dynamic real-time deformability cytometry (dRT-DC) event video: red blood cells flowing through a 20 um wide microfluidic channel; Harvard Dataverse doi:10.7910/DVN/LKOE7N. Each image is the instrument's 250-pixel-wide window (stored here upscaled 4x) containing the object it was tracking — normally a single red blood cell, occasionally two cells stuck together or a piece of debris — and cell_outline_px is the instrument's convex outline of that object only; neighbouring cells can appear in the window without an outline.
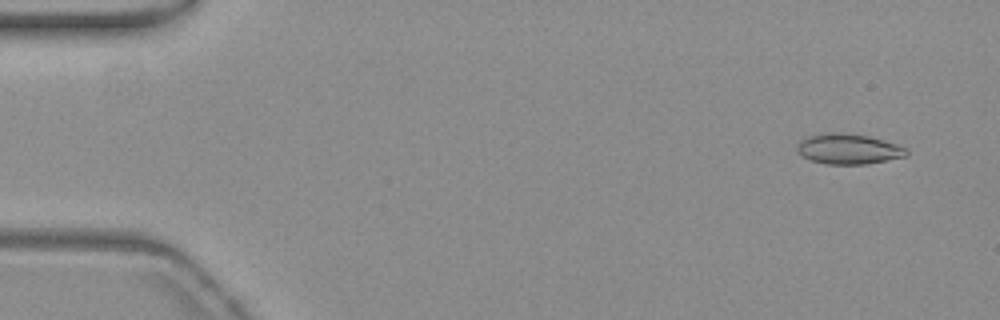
{"species": "common noctule bat (a hibernating species)", "species_latin": "Nyctalus noctula", "temperature_condition": "warm", "stored_images_in_passage": 15, "camera_frame_rate_fps": 3000, "um_per_image_px": 0.085, "animal": {"sex": "female", "body_mass_g": 19.3, "forearm_length_mm": 54.1}, "frame": {"image": 1, "passage_image": 2, "time_ms": 0.333, "image_size_px": [1000, 320], "cell_outline_px": [[908, 156], [868, 164], [824, 164], [808, 160], [800, 156], [796, 152], [796, 144], [800, 140], [808, 136], [828, 132], [844, 132], [868, 136], [884, 140], [908, 148]], "centroid_in_image_um": [72.08, 12.66], "position_along_channel_um": 12.9, "area_um2": 19.83}}
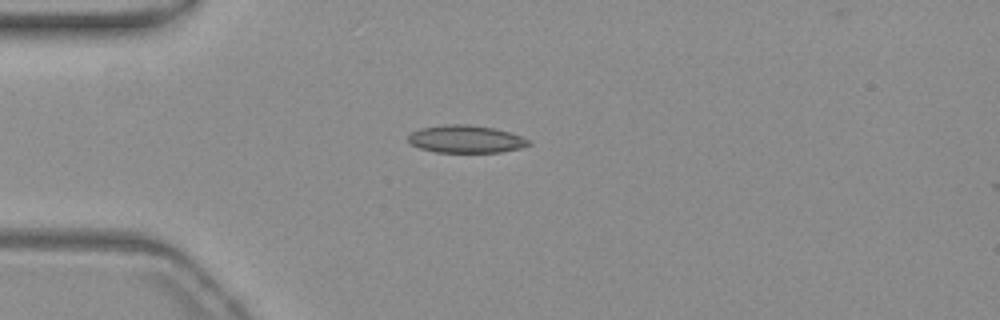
{"frame": {"image": 2, "passage_image": 13, "time_ms": 4.0, "image_size_px": [1000, 320], "cell_outline_px": [[532, 144], [520, 148], [500, 152], [436, 152], [420, 148], [412, 144], [408, 140], [408, 136], [412, 132], [420, 128], [444, 124], [468, 124], [496, 128], [520, 136], [528, 140]], "centroid_in_image_um": [39.59, 11.81], "position_along_channel_um": 45.4, "area_um2": 19.31}}